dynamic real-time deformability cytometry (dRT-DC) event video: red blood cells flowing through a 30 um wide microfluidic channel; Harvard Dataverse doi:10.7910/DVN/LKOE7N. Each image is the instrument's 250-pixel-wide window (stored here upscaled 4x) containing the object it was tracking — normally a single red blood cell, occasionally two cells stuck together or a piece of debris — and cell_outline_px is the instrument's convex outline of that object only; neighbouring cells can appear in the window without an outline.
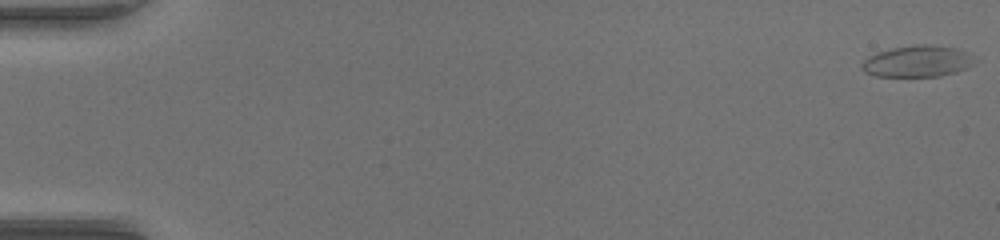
{"species": "common noctule bat (a hibernating species)", "species_latin": "Nyctalus noctula", "temperature_condition": "warm", "stored_images_in_passage": 53, "camera_frame_rate_fps": 3000, "um_per_image_px": 0.085, "animal": {"sex": "female", "body_mass_g": 17.0, "forearm_length_mm": 48.0}, "frame": {"image": 1, "passage_image": 1, "time_ms": 0.0, "image_size_px": [1000, 240], "cell_outline_px": [[968, 64], [964, 68], [956, 72], [940, 76], [876, 76], [864, 72], [860, 64], [864, 60], [880, 52], [892, 48], [924, 44], [956, 48], [964, 52]], "centroid_in_image_um": [77.84, 5.23], "position_along_channel_um": 7.2, "area_um2": 19.59}}
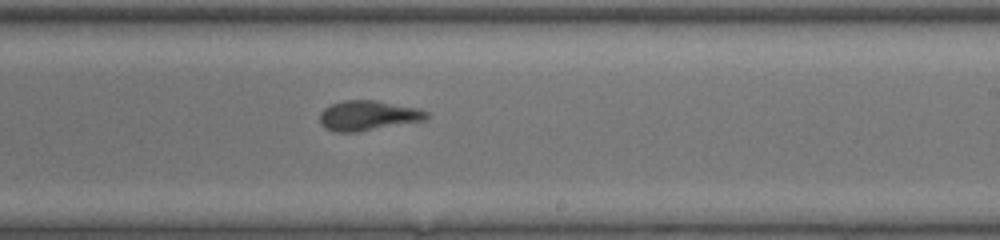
{"frame": {"image": 2, "passage_image": 33, "time_ms": 10.667, "image_size_px": [1000, 240], "cell_outline_px": [[428, 116], [424, 120], [356, 132], [332, 132], [324, 128], [320, 124], [320, 112], [324, 108], [332, 104], [344, 100], [376, 100], [416, 108], [428, 112]], "centroid_in_image_um": [31.22, 9.82], "position_along_channel_um": 257.8, "area_um2": 18.5}}
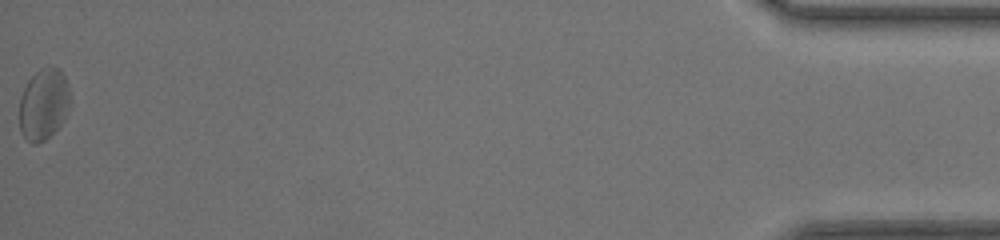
{"frame": {"image": 3, "passage_image": 53, "time_ms": 17.333, "image_size_px": [1000, 240], "cell_outline_px": [[68, 100], [64, 120], [44, 140], [36, 144], [32, 144], [20, 132], [20, 96], [28, 80], [40, 68], [60, 68], [64, 76], [68, 88]], "centroid_in_image_um": [3.67, 8.86], "position_along_channel_um": 431.5, "area_um2": 20.52}, "authors_computed_cell_mechanics": {"area_um2": 18.6116, "velocity_mm_per_s": 4.0492, "shape_relaxation_time_tau1_ms": 4.0036, "shape_relaxation_time_tau2_ms": 1.4723, "deformation_change_tau1": 0.1459, "deformation_change_tau2": 0.093}}